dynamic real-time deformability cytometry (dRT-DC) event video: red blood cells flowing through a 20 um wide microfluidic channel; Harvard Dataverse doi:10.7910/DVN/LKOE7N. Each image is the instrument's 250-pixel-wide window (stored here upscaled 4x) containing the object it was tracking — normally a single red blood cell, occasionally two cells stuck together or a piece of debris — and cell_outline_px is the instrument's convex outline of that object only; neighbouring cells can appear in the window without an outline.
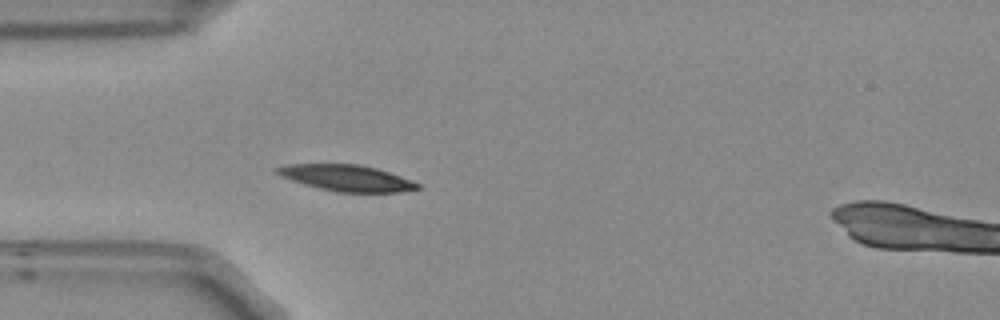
{"species": "Egyptian fruit bat (a non-hibernating species)", "species_latin": "Rousettus aegyptiacus", "temperature_condition": "room temperature", "stored_images_in_passage": 4, "camera_frame_rate_fps": 3000, "um_per_image_px": 0.085, "frame": {"image": 1, "passage_image": 4, "time_ms": 1.0, "image_size_px": [1000, 320], "cell_outline_px": [[420, 188], [400, 192], [336, 192], [304, 184], [292, 180], [276, 172], [276, 168], [288, 164], [360, 164], [376, 168], [412, 180], [420, 184]], "centroid_in_image_um": [29.51, 15.13], "position_along_channel_um": 55.5, "area_um2": 21.15}}